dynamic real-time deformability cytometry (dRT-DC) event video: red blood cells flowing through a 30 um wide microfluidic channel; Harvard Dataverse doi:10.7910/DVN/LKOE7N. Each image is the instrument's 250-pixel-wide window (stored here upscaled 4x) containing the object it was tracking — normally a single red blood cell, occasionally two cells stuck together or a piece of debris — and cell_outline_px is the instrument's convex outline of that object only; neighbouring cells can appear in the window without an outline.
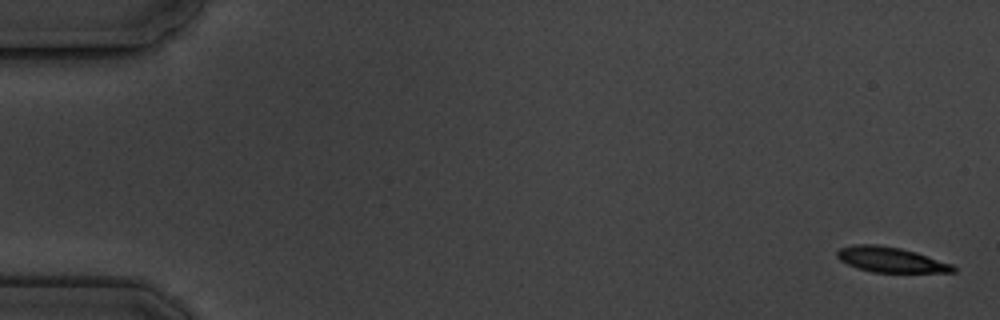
{"species": "common noctule bat (a hibernating species)", "species_latin": "Nyctalus noctula", "temperature_condition": "cold", "stored_images_in_passage": 5, "camera_frame_rate_fps": 3000, "um_per_image_px": 0.085, "animal": {"sex": "male", "body_mass_g": 19.5, "forearm_length_mm": 54.6}, "frame": {"image": 1, "passage_image": 1, "time_ms": 0.0, "image_size_px": [1000, 320], "cell_outline_px": [[956, 272], [872, 272], [856, 268], [840, 260], [836, 256], [836, 252], [840, 248], [856, 244], [876, 244], [900, 248], [916, 252], [952, 264], [956, 268]], "centroid_in_image_um": [75.69, 22.07], "position_along_channel_um": 9.3, "area_um2": 16.99}}
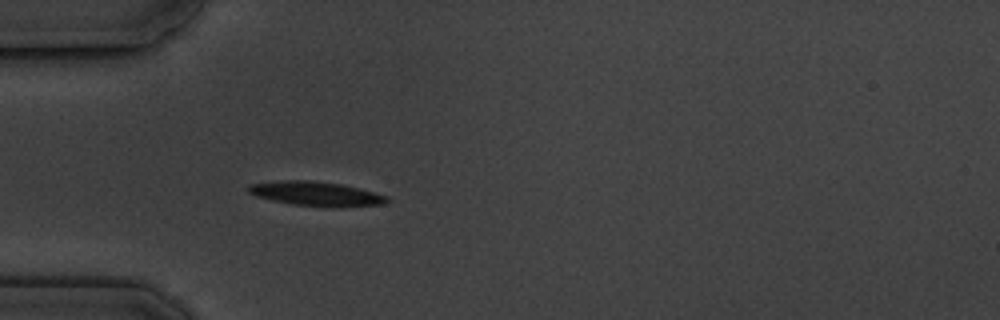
{"frame": {"image": 2, "passage_image": 5, "time_ms": 5.333, "image_size_px": [1000, 320], "cell_outline_px": [[392, 200], [384, 204], [340, 208], [332, 208], [292, 204], [272, 200], [256, 196], [248, 192], [244, 188], [248, 184], [280, 180], [308, 180], [340, 184], [360, 188], [388, 196]], "centroid_in_image_um": [26.88, 16.48], "position_along_channel_um": 58.1, "area_um2": 20.11}}